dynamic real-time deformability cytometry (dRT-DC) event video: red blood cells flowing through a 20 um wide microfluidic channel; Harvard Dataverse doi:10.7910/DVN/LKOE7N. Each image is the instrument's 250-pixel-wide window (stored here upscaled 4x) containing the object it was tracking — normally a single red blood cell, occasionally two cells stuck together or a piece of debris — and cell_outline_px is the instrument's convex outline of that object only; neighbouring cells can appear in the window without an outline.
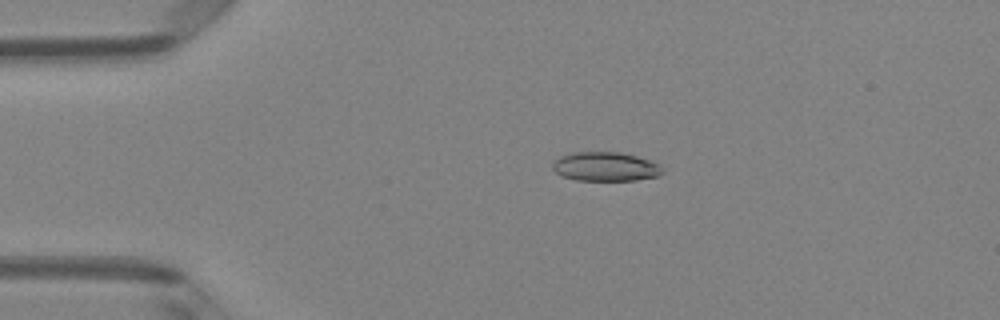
{"species": "Egyptian fruit bat (a non-hibernating species)", "species_latin": "Rousettus aegyptiacus", "temperature_condition": "room temperature", "stored_images_in_passage": 49, "camera_frame_rate_fps": 3000, "um_per_image_px": 0.085, "animal": {"sex": "female"}, "frame": {"image": 1, "passage_image": 10, "time_ms": 3.0, "image_size_px": [1000, 320], "cell_outline_px": [[664, 172], [656, 176], [636, 180], [576, 180], [560, 176], [552, 168], [552, 160], [560, 156], [572, 152], [620, 152], [652, 160], [660, 164], [664, 168]], "centroid_in_image_um": [51.45, 14.15], "position_along_channel_um": 33.5, "area_um2": 18.9}}
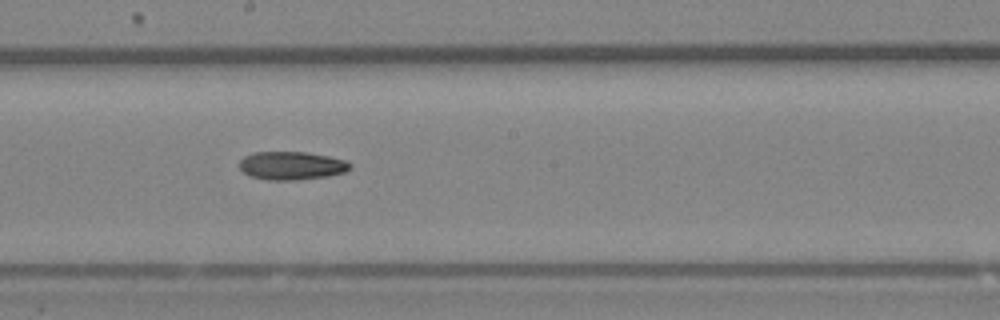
{"frame": {"image": 2, "passage_image": 27, "time_ms": 8.667, "image_size_px": [1000, 320], "cell_outline_px": [[352, 168], [344, 172], [328, 176], [296, 180], [268, 180], [252, 176], [244, 172], [240, 168], [240, 160], [244, 156], [252, 152], [308, 152], [328, 156], [344, 160], [352, 164]], "centroid_in_image_um": [24.8, 14.07], "position_along_channel_um": 223.4, "area_um2": 18.21}}
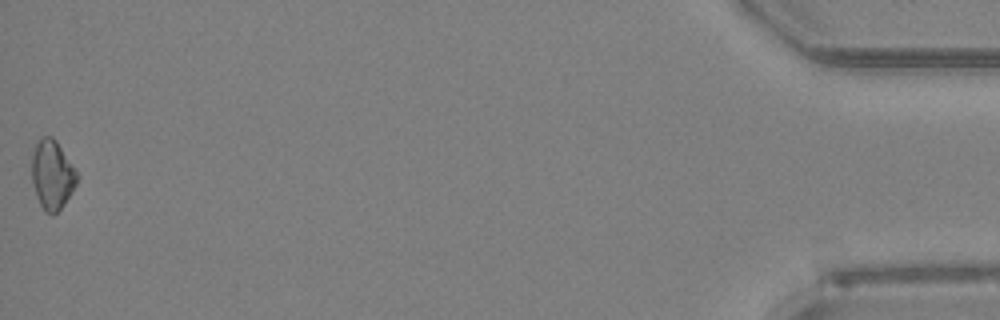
{"frame": {"image": 3, "passage_image": 49, "time_ms": 16.0, "image_size_px": [1000, 320], "cell_outline_px": [[80, 176], [72, 192], [64, 204], [52, 216], [44, 212], [36, 196], [32, 180], [32, 152], [40, 136], [52, 136], [56, 140]], "centroid_in_image_um": [4.44, 14.85], "position_along_channel_um": 430.8, "area_um2": 18.38}}